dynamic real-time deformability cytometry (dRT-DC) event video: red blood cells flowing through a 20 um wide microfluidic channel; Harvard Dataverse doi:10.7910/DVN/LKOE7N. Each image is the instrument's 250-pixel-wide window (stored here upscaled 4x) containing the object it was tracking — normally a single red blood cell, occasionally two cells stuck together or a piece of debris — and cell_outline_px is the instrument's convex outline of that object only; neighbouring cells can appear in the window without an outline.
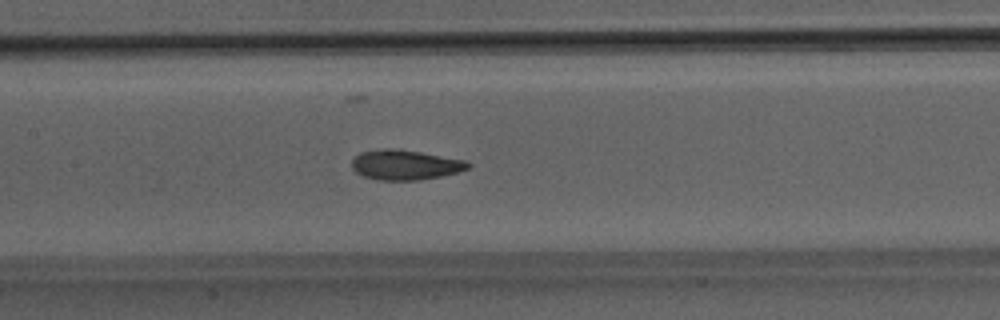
{"species": "Egyptian fruit bat (a non-hibernating species)", "species_latin": "Rousettus aegyptiacus", "temperature_condition": "room temperature", "stored_images_in_passage": 45, "camera_frame_rate_fps": 3000, "um_per_image_px": 0.085, "animal": {"sex": "male"}, "frame": {"image": 1, "passage_image": 18, "time_ms": 5.667, "image_size_px": [1000, 320], "cell_outline_px": [[472, 164], [468, 168], [456, 172], [440, 176], [420, 180], [376, 180], [364, 176], [356, 172], [352, 168], [352, 160], [360, 152], [384, 148], [388, 148], [420, 152], [464, 160]], "centroid_in_image_um": [34.41, 14.02], "position_along_channel_um": 173.0, "area_um2": 20.06}}
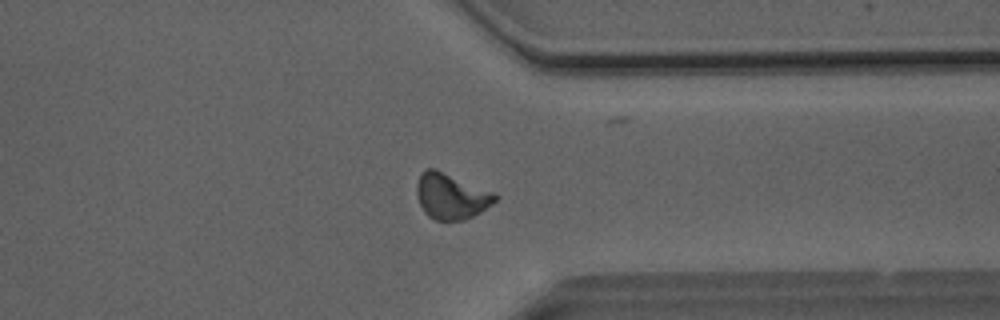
{"frame": {"image": 2, "passage_image": 33, "time_ms": 10.667, "image_size_px": [1000, 320], "cell_outline_px": [[496, 200], [492, 204], [480, 212], [464, 220], [436, 220], [428, 216], [424, 212], [416, 196], [416, 184], [420, 176], [428, 168], [436, 168], [496, 192]], "centroid_in_image_um": [38.35, 16.66], "position_along_channel_um": 373.0, "area_um2": 21.04}}
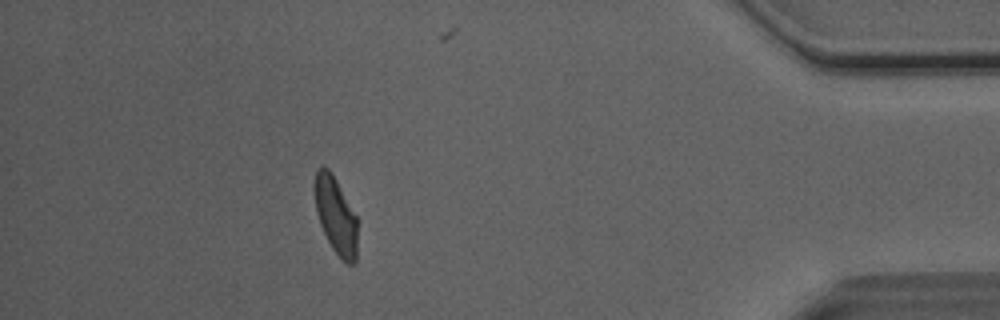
{"frame": {"image": 3, "passage_image": 39, "time_ms": 12.667, "image_size_px": [1000, 320], "cell_outline_px": [[356, 260], [352, 264], [348, 264], [332, 248], [320, 224], [316, 212], [316, 168], [328, 168], [336, 180], [356, 216]], "centroid_in_image_um": [28.55, 18.34], "position_along_channel_um": 406.7, "area_um2": 18.32}, "authors_computed_cell_mechanics": {"area_um2": 20.1144, "velocity_mm_per_s": 4.0532, "shape_relaxation_time_tau1_ms": 7.6447, "shape_relaxation_time_tau2_ms": 1.7405, "deformation_change_tau1": 0.1921, "deformation_change_tau2": 0.0729}}